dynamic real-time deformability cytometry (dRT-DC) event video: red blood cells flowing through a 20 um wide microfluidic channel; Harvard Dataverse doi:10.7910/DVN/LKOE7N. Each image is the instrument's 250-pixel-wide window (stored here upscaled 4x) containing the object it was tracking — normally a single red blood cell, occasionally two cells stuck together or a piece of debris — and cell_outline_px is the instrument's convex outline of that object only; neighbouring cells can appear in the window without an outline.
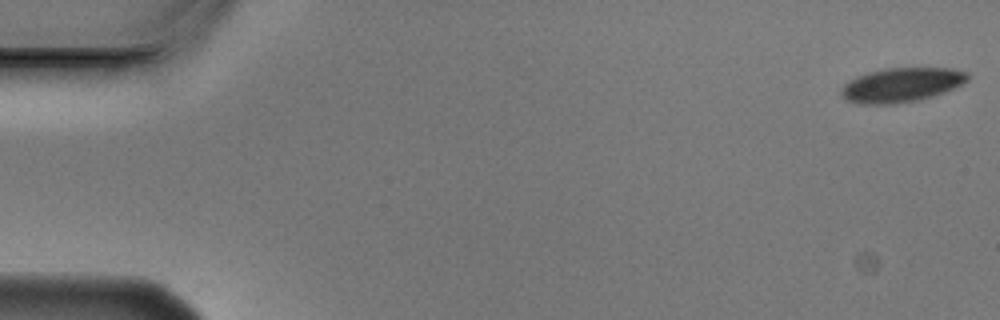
{"species": "Egyptian fruit bat (a non-hibernating species)", "species_latin": "Rousettus aegyptiacus", "temperature_condition": "cold", "stored_images_in_passage": 7, "camera_frame_rate_fps": 3000, "um_per_image_px": 0.085, "animal": {"sex": "male"}, "frame": {"image": 1, "passage_image": 1, "time_ms": 0.0, "image_size_px": [1000, 320], "cell_outline_px": [[968, 80], [944, 92], [920, 100], [892, 104], [860, 104], [848, 100], [840, 92], [844, 84], [856, 76], [884, 68], [952, 68], [968, 72]], "centroid_in_image_um": [76.63, 7.21], "position_along_channel_um": 8.4, "area_um2": 25.09}}
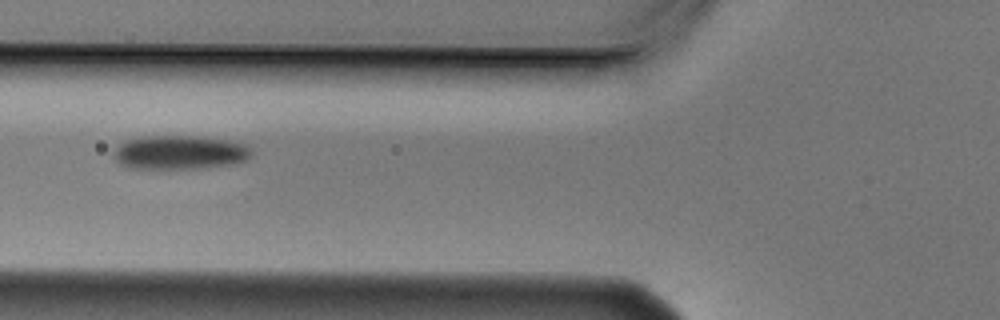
{"frame": {"image": 2, "passage_image": 6, "time_ms": 1.667, "image_size_px": [1000, 320], "cell_outline_px": [[252, 152], [244, 160], [232, 164], [196, 168], [128, 168], [120, 164], [112, 156], [112, 152], [124, 140], [140, 136], [200, 136], [228, 140], [244, 144], [252, 148]], "centroid_in_image_um": [15.22, 12.94], "position_along_channel_um": 110.6, "area_um2": 27.28}}
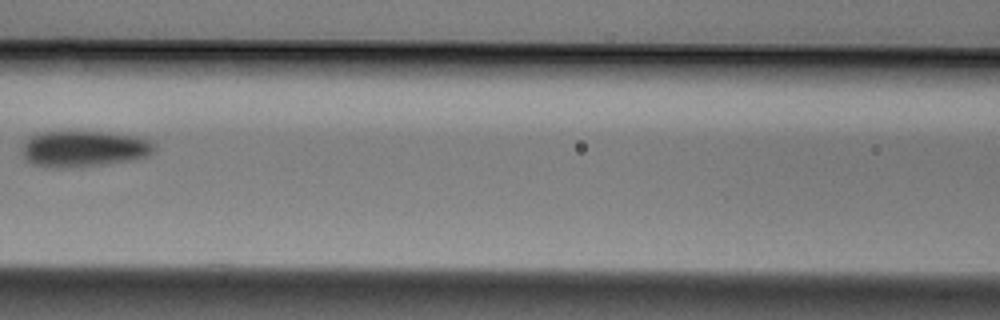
{"frame": {"image": 3, "passage_image": 7, "time_ms": 2.0, "image_size_px": [1000, 320], "cell_outline_px": [[156, 148], [148, 156], [132, 160], [108, 164], [72, 168], [48, 168], [32, 164], [20, 152], [20, 148], [36, 132], [108, 132], [140, 136], [156, 144]], "centroid_in_image_um": [7.15, 12.66], "position_along_channel_um": 159.5, "area_um2": 28.32}}